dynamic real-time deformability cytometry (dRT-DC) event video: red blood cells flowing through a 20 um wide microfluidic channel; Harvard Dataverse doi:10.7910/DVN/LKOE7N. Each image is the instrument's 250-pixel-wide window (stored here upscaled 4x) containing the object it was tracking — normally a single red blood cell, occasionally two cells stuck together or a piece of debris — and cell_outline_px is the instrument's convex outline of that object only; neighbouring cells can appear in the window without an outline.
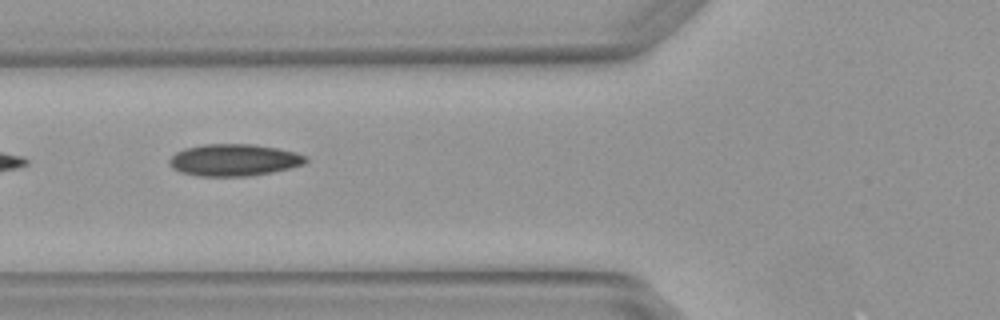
{"species": "Egyptian fruit bat (a non-hibernating species)", "species_latin": "Rousettus aegyptiacus", "temperature_condition": "warm", "stored_images_in_passage": 4, "camera_frame_rate_fps": 3000, "um_per_image_px": 0.085, "animal": {"sex": "female"}, "frame": {"image": 1, "passage_image": 4, "time_ms": 1.0, "image_size_px": [1000, 320], "cell_outline_px": [[308, 160], [304, 164], [272, 172], [248, 176], [200, 176], [180, 172], [172, 168], [168, 160], [176, 152], [184, 148], [204, 144], [256, 144], [296, 152], [308, 156]], "centroid_in_image_um": [19.89, 13.59], "position_along_channel_um": 105.9, "area_um2": 25.43}}